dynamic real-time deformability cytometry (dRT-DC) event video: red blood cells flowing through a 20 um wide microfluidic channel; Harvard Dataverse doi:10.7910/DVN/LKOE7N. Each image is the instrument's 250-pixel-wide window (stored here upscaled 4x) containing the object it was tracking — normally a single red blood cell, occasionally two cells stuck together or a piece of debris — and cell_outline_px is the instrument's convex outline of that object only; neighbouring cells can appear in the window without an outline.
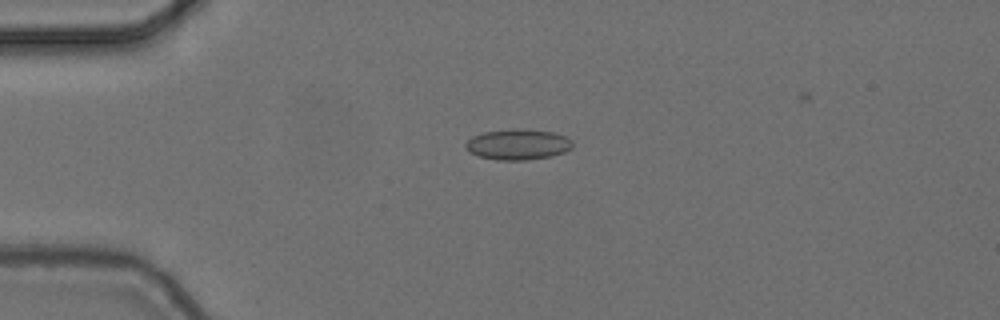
{"species": "common noctule bat (a hibernating species)", "species_latin": "Nyctalus noctula", "temperature_condition": "cold", "stored_images_in_passage": 6, "camera_frame_rate_fps": 3000, "um_per_image_px": 0.085, "animal": {"sex": "female", "body_mass_g": 24.6, "forearm_length_mm": 56.2}, "frame": {"image": 1, "passage_image": 4, "time_ms": 1.0, "image_size_px": [1000, 320], "cell_outline_px": [[572, 148], [564, 152], [552, 156], [528, 160], [496, 160], [480, 156], [468, 152], [464, 148], [464, 144], [472, 136], [484, 132], [552, 132], [564, 136], [572, 140]], "centroid_in_image_um": [44.0, 12.35], "position_along_channel_um": 41.0, "area_um2": 18.21}}